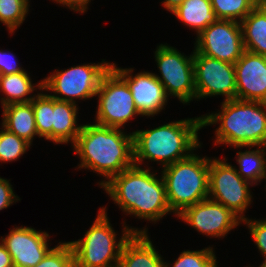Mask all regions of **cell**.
Returning a JSON list of instances; mask_svg holds the SVG:
<instances>
[{
	"label": "cell",
	"mask_w": 266,
	"mask_h": 267,
	"mask_svg": "<svg viewBox=\"0 0 266 267\" xmlns=\"http://www.w3.org/2000/svg\"><path fill=\"white\" fill-rule=\"evenodd\" d=\"M180 220L200 234L210 238H224L231 230L242 224V220L227 207L209 198L185 208Z\"/></svg>",
	"instance_id": "cell-13"
},
{
	"label": "cell",
	"mask_w": 266,
	"mask_h": 267,
	"mask_svg": "<svg viewBox=\"0 0 266 267\" xmlns=\"http://www.w3.org/2000/svg\"><path fill=\"white\" fill-rule=\"evenodd\" d=\"M55 1L59 5H63V7H68L71 11L78 13H86L88 9V5L91 0H52Z\"/></svg>",
	"instance_id": "cell-33"
},
{
	"label": "cell",
	"mask_w": 266,
	"mask_h": 267,
	"mask_svg": "<svg viewBox=\"0 0 266 267\" xmlns=\"http://www.w3.org/2000/svg\"><path fill=\"white\" fill-rule=\"evenodd\" d=\"M227 158H209V196L208 198L221 203L242 221L251 205L252 194L250 182L244 180L235 170V166L227 162Z\"/></svg>",
	"instance_id": "cell-10"
},
{
	"label": "cell",
	"mask_w": 266,
	"mask_h": 267,
	"mask_svg": "<svg viewBox=\"0 0 266 267\" xmlns=\"http://www.w3.org/2000/svg\"><path fill=\"white\" fill-rule=\"evenodd\" d=\"M29 3V0H0V22L10 34H14L25 21L31 7Z\"/></svg>",
	"instance_id": "cell-26"
},
{
	"label": "cell",
	"mask_w": 266,
	"mask_h": 267,
	"mask_svg": "<svg viewBox=\"0 0 266 267\" xmlns=\"http://www.w3.org/2000/svg\"><path fill=\"white\" fill-rule=\"evenodd\" d=\"M252 147L244 146V148H248L245 151H241L243 146L233 147L240 148L236 153V162L239 168L235 166V170L244 180L256 186L263 180L266 182V146H257V149H255L256 146L254 149Z\"/></svg>",
	"instance_id": "cell-22"
},
{
	"label": "cell",
	"mask_w": 266,
	"mask_h": 267,
	"mask_svg": "<svg viewBox=\"0 0 266 267\" xmlns=\"http://www.w3.org/2000/svg\"><path fill=\"white\" fill-rule=\"evenodd\" d=\"M154 54L160 76L155 73L154 75L165 88L168 97H176L186 105L196 100L194 50L191 55L186 56L166 43L157 46Z\"/></svg>",
	"instance_id": "cell-9"
},
{
	"label": "cell",
	"mask_w": 266,
	"mask_h": 267,
	"mask_svg": "<svg viewBox=\"0 0 266 267\" xmlns=\"http://www.w3.org/2000/svg\"><path fill=\"white\" fill-rule=\"evenodd\" d=\"M37 92L36 97L31 101L35 116L38 137L52 141V118L54 111V97L47 91Z\"/></svg>",
	"instance_id": "cell-24"
},
{
	"label": "cell",
	"mask_w": 266,
	"mask_h": 267,
	"mask_svg": "<svg viewBox=\"0 0 266 267\" xmlns=\"http://www.w3.org/2000/svg\"><path fill=\"white\" fill-rule=\"evenodd\" d=\"M185 0H164L162 1V6L167 11H174L178 6H180Z\"/></svg>",
	"instance_id": "cell-35"
},
{
	"label": "cell",
	"mask_w": 266,
	"mask_h": 267,
	"mask_svg": "<svg viewBox=\"0 0 266 267\" xmlns=\"http://www.w3.org/2000/svg\"><path fill=\"white\" fill-rule=\"evenodd\" d=\"M112 63L102 60L101 63H86L71 66L68 69L51 72L42 79L44 91L53 92L49 95L57 100L77 104L76 100H88L96 97L103 75Z\"/></svg>",
	"instance_id": "cell-7"
},
{
	"label": "cell",
	"mask_w": 266,
	"mask_h": 267,
	"mask_svg": "<svg viewBox=\"0 0 266 267\" xmlns=\"http://www.w3.org/2000/svg\"><path fill=\"white\" fill-rule=\"evenodd\" d=\"M148 233H133L123 244L117 267H165Z\"/></svg>",
	"instance_id": "cell-17"
},
{
	"label": "cell",
	"mask_w": 266,
	"mask_h": 267,
	"mask_svg": "<svg viewBox=\"0 0 266 267\" xmlns=\"http://www.w3.org/2000/svg\"><path fill=\"white\" fill-rule=\"evenodd\" d=\"M34 267H75L74 254L69 242H59Z\"/></svg>",
	"instance_id": "cell-29"
},
{
	"label": "cell",
	"mask_w": 266,
	"mask_h": 267,
	"mask_svg": "<svg viewBox=\"0 0 266 267\" xmlns=\"http://www.w3.org/2000/svg\"><path fill=\"white\" fill-rule=\"evenodd\" d=\"M259 267H266V260H264L260 265Z\"/></svg>",
	"instance_id": "cell-37"
},
{
	"label": "cell",
	"mask_w": 266,
	"mask_h": 267,
	"mask_svg": "<svg viewBox=\"0 0 266 267\" xmlns=\"http://www.w3.org/2000/svg\"><path fill=\"white\" fill-rule=\"evenodd\" d=\"M258 5L266 11V0H261Z\"/></svg>",
	"instance_id": "cell-36"
},
{
	"label": "cell",
	"mask_w": 266,
	"mask_h": 267,
	"mask_svg": "<svg viewBox=\"0 0 266 267\" xmlns=\"http://www.w3.org/2000/svg\"><path fill=\"white\" fill-rule=\"evenodd\" d=\"M242 223L248 227L252 241L255 242L258 251L266 260V218L261 220L246 218Z\"/></svg>",
	"instance_id": "cell-30"
},
{
	"label": "cell",
	"mask_w": 266,
	"mask_h": 267,
	"mask_svg": "<svg viewBox=\"0 0 266 267\" xmlns=\"http://www.w3.org/2000/svg\"><path fill=\"white\" fill-rule=\"evenodd\" d=\"M166 195L171 212L179 215L209 196V157L192 153L185 159L162 168Z\"/></svg>",
	"instance_id": "cell-6"
},
{
	"label": "cell",
	"mask_w": 266,
	"mask_h": 267,
	"mask_svg": "<svg viewBox=\"0 0 266 267\" xmlns=\"http://www.w3.org/2000/svg\"><path fill=\"white\" fill-rule=\"evenodd\" d=\"M203 128L202 115L133 131L134 165L145 160L159 162L162 168L190 156L201 148L198 131Z\"/></svg>",
	"instance_id": "cell-3"
},
{
	"label": "cell",
	"mask_w": 266,
	"mask_h": 267,
	"mask_svg": "<svg viewBox=\"0 0 266 267\" xmlns=\"http://www.w3.org/2000/svg\"><path fill=\"white\" fill-rule=\"evenodd\" d=\"M31 147L26 140L19 138L14 133L2 126L0 128V162L8 163L17 161Z\"/></svg>",
	"instance_id": "cell-27"
},
{
	"label": "cell",
	"mask_w": 266,
	"mask_h": 267,
	"mask_svg": "<svg viewBox=\"0 0 266 267\" xmlns=\"http://www.w3.org/2000/svg\"><path fill=\"white\" fill-rule=\"evenodd\" d=\"M94 123L122 128L134 116H140L127 82L112 68L101 78Z\"/></svg>",
	"instance_id": "cell-8"
},
{
	"label": "cell",
	"mask_w": 266,
	"mask_h": 267,
	"mask_svg": "<svg viewBox=\"0 0 266 267\" xmlns=\"http://www.w3.org/2000/svg\"><path fill=\"white\" fill-rule=\"evenodd\" d=\"M218 19L241 22L257 5L256 0H210Z\"/></svg>",
	"instance_id": "cell-25"
},
{
	"label": "cell",
	"mask_w": 266,
	"mask_h": 267,
	"mask_svg": "<svg viewBox=\"0 0 266 267\" xmlns=\"http://www.w3.org/2000/svg\"><path fill=\"white\" fill-rule=\"evenodd\" d=\"M213 247L201 250H184L180 253L173 265L165 261V267H219Z\"/></svg>",
	"instance_id": "cell-28"
},
{
	"label": "cell",
	"mask_w": 266,
	"mask_h": 267,
	"mask_svg": "<svg viewBox=\"0 0 266 267\" xmlns=\"http://www.w3.org/2000/svg\"><path fill=\"white\" fill-rule=\"evenodd\" d=\"M20 200L19 196L15 195L9 180L0 177V211Z\"/></svg>",
	"instance_id": "cell-32"
},
{
	"label": "cell",
	"mask_w": 266,
	"mask_h": 267,
	"mask_svg": "<svg viewBox=\"0 0 266 267\" xmlns=\"http://www.w3.org/2000/svg\"><path fill=\"white\" fill-rule=\"evenodd\" d=\"M50 235L27 226H14L0 241L10 253L14 267H34L52 249Z\"/></svg>",
	"instance_id": "cell-15"
},
{
	"label": "cell",
	"mask_w": 266,
	"mask_h": 267,
	"mask_svg": "<svg viewBox=\"0 0 266 267\" xmlns=\"http://www.w3.org/2000/svg\"><path fill=\"white\" fill-rule=\"evenodd\" d=\"M29 74L24 71L0 76V92L4 96L0 97L2 107L12 103L31 102L37 95L34 91L43 89L42 80L34 84Z\"/></svg>",
	"instance_id": "cell-20"
},
{
	"label": "cell",
	"mask_w": 266,
	"mask_h": 267,
	"mask_svg": "<svg viewBox=\"0 0 266 267\" xmlns=\"http://www.w3.org/2000/svg\"><path fill=\"white\" fill-rule=\"evenodd\" d=\"M170 13L186 27L194 29L196 36L218 20L210 0H185Z\"/></svg>",
	"instance_id": "cell-21"
},
{
	"label": "cell",
	"mask_w": 266,
	"mask_h": 267,
	"mask_svg": "<svg viewBox=\"0 0 266 267\" xmlns=\"http://www.w3.org/2000/svg\"><path fill=\"white\" fill-rule=\"evenodd\" d=\"M240 25L244 49L266 56V11L257 5Z\"/></svg>",
	"instance_id": "cell-23"
},
{
	"label": "cell",
	"mask_w": 266,
	"mask_h": 267,
	"mask_svg": "<svg viewBox=\"0 0 266 267\" xmlns=\"http://www.w3.org/2000/svg\"><path fill=\"white\" fill-rule=\"evenodd\" d=\"M111 67L127 82L140 116L153 117L165 109L169 97L154 73L141 71L133 74V68Z\"/></svg>",
	"instance_id": "cell-14"
},
{
	"label": "cell",
	"mask_w": 266,
	"mask_h": 267,
	"mask_svg": "<svg viewBox=\"0 0 266 267\" xmlns=\"http://www.w3.org/2000/svg\"><path fill=\"white\" fill-rule=\"evenodd\" d=\"M1 126L31 145L38 136L32 103H12L2 107Z\"/></svg>",
	"instance_id": "cell-19"
},
{
	"label": "cell",
	"mask_w": 266,
	"mask_h": 267,
	"mask_svg": "<svg viewBox=\"0 0 266 267\" xmlns=\"http://www.w3.org/2000/svg\"><path fill=\"white\" fill-rule=\"evenodd\" d=\"M136 165L112 176L101 188L126 215L157 223L171 214L165 183L157 171Z\"/></svg>",
	"instance_id": "cell-2"
},
{
	"label": "cell",
	"mask_w": 266,
	"mask_h": 267,
	"mask_svg": "<svg viewBox=\"0 0 266 267\" xmlns=\"http://www.w3.org/2000/svg\"><path fill=\"white\" fill-rule=\"evenodd\" d=\"M16 58L17 57L12 52L0 50V76L25 71Z\"/></svg>",
	"instance_id": "cell-31"
},
{
	"label": "cell",
	"mask_w": 266,
	"mask_h": 267,
	"mask_svg": "<svg viewBox=\"0 0 266 267\" xmlns=\"http://www.w3.org/2000/svg\"><path fill=\"white\" fill-rule=\"evenodd\" d=\"M72 148L79 156V169L105 177L99 181L100 187L134 165L133 133L127 134L123 128L83 124Z\"/></svg>",
	"instance_id": "cell-1"
},
{
	"label": "cell",
	"mask_w": 266,
	"mask_h": 267,
	"mask_svg": "<svg viewBox=\"0 0 266 267\" xmlns=\"http://www.w3.org/2000/svg\"><path fill=\"white\" fill-rule=\"evenodd\" d=\"M77 104L54 98L52 118V142L55 144L75 143L83 124H78Z\"/></svg>",
	"instance_id": "cell-18"
},
{
	"label": "cell",
	"mask_w": 266,
	"mask_h": 267,
	"mask_svg": "<svg viewBox=\"0 0 266 267\" xmlns=\"http://www.w3.org/2000/svg\"><path fill=\"white\" fill-rule=\"evenodd\" d=\"M195 38L194 50L234 64L244 52L240 22L218 19Z\"/></svg>",
	"instance_id": "cell-12"
},
{
	"label": "cell",
	"mask_w": 266,
	"mask_h": 267,
	"mask_svg": "<svg viewBox=\"0 0 266 267\" xmlns=\"http://www.w3.org/2000/svg\"><path fill=\"white\" fill-rule=\"evenodd\" d=\"M219 124L214 145L266 146V103L226 100L220 111L202 115L203 127Z\"/></svg>",
	"instance_id": "cell-4"
},
{
	"label": "cell",
	"mask_w": 266,
	"mask_h": 267,
	"mask_svg": "<svg viewBox=\"0 0 266 267\" xmlns=\"http://www.w3.org/2000/svg\"><path fill=\"white\" fill-rule=\"evenodd\" d=\"M196 100L222 95L224 101L236 99L234 64L205 56L194 50Z\"/></svg>",
	"instance_id": "cell-11"
},
{
	"label": "cell",
	"mask_w": 266,
	"mask_h": 267,
	"mask_svg": "<svg viewBox=\"0 0 266 267\" xmlns=\"http://www.w3.org/2000/svg\"><path fill=\"white\" fill-rule=\"evenodd\" d=\"M107 208L101 207L98 215L83 238L69 241L75 267H117L123 244L133 233H147L148 228H135L123 223L121 238L110 223ZM125 225V226H124ZM118 238V239H117Z\"/></svg>",
	"instance_id": "cell-5"
},
{
	"label": "cell",
	"mask_w": 266,
	"mask_h": 267,
	"mask_svg": "<svg viewBox=\"0 0 266 267\" xmlns=\"http://www.w3.org/2000/svg\"><path fill=\"white\" fill-rule=\"evenodd\" d=\"M0 267H14L10 253L0 241Z\"/></svg>",
	"instance_id": "cell-34"
},
{
	"label": "cell",
	"mask_w": 266,
	"mask_h": 267,
	"mask_svg": "<svg viewBox=\"0 0 266 267\" xmlns=\"http://www.w3.org/2000/svg\"><path fill=\"white\" fill-rule=\"evenodd\" d=\"M234 68L236 99L266 103V56L244 50Z\"/></svg>",
	"instance_id": "cell-16"
}]
</instances>
